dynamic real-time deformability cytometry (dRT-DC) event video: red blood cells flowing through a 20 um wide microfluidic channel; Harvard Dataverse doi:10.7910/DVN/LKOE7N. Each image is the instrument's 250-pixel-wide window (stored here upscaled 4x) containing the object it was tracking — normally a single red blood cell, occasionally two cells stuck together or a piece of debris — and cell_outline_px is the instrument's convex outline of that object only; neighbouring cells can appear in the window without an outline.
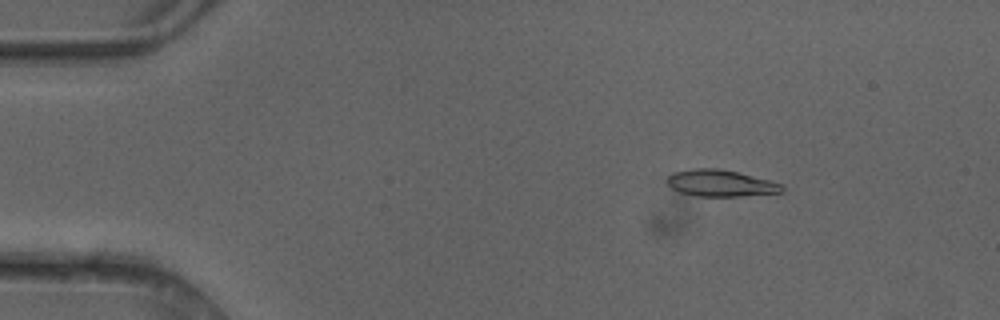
{"species": "common noctule bat (a hibernating species)", "species_latin": "Nyctalus noctula", "temperature_condition": "cold", "stored_images_in_passage": 6, "camera_frame_rate_fps": 3000, "um_per_image_px": 0.085, "animal": {"sex": "female"}, "frame": {"image": 1, "passage_image": 3, "time_ms": 0.667, "image_size_px": [1000, 320], "cell_outline_px": [[784, 192], [740, 196], [696, 196], [680, 192], [672, 188], [664, 180], [672, 172], [692, 168], [720, 168], [784, 184]], "centroid_in_image_um": [61.22, 15.57], "position_along_channel_um": 23.8, "area_um2": 17.92}}